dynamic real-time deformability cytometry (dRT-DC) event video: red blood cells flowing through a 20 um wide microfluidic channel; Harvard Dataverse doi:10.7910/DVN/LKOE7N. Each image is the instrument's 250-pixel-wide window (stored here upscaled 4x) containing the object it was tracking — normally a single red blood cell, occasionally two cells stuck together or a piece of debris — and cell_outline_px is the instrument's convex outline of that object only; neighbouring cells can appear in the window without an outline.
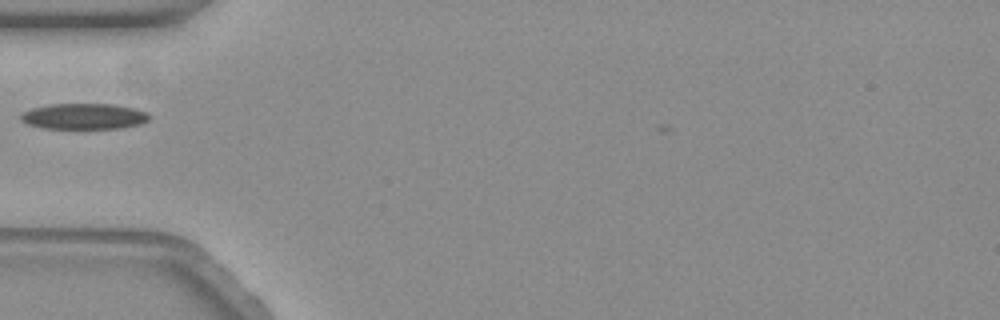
{"species": "common noctule bat (a hibernating species)", "species_latin": "Nyctalus noctula", "temperature_condition": "warm", "stored_images_in_passage": 39, "camera_frame_rate_fps": 3000, "um_per_image_px": 0.085, "animal": {"sex": "female", "body_mass_g": 19.3, "forearm_length_mm": 54.1}, "frame": {"image": 1, "passage_image": 1, "time_ms": 0.0, "image_size_px": [1000, 320], "cell_outline_px": [[148, 120], [140, 124], [120, 128], [44, 128], [28, 124], [20, 120], [20, 112], [32, 108], [48, 104], [112, 104], [136, 108], [148, 112]], "centroid_in_image_um": [7.11, 9.88], "position_along_channel_um": 77.9, "area_um2": 19.36}}
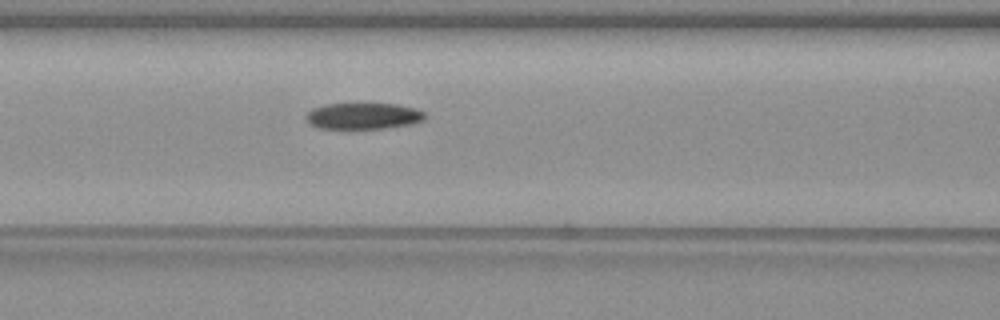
{"frame": {"image": 2, "passage_image": 6, "time_ms": 1.667, "image_size_px": [1000, 320], "cell_outline_px": [[424, 120], [408, 124], [384, 128], [320, 128], [312, 124], [304, 116], [312, 108], [324, 104], [364, 100], [396, 104], [416, 108], [424, 112]], "centroid_in_image_um": [30.86, 9.78], "position_along_channel_um": 135.7, "area_um2": 18.96}}